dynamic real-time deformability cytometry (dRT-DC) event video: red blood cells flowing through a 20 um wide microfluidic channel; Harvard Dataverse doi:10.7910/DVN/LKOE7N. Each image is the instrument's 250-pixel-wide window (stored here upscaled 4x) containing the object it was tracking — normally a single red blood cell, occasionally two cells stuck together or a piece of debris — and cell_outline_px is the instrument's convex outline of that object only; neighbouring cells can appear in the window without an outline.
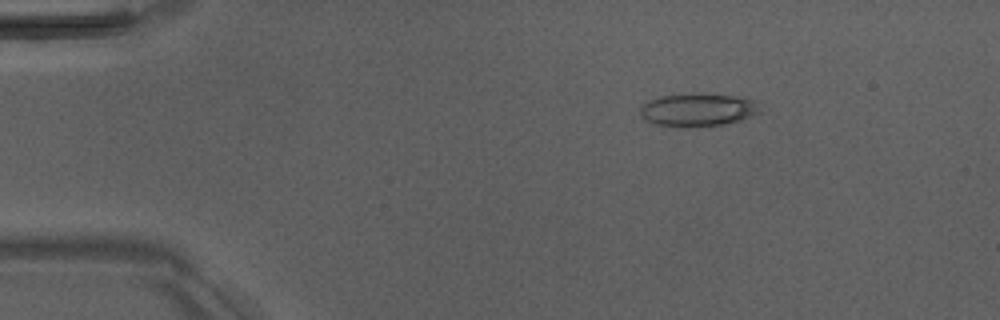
{"species": "Egyptian fruit bat (a non-hibernating species)", "species_latin": "Rousettus aegyptiacus", "temperature_condition": "room temperature", "stored_images_in_passage": 4, "camera_frame_rate_fps": 3000, "um_per_image_px": 0.085, "animal": {"sex": "male"}, "frame": {"image": 1, "passage_image": 3, "time_ms": 2.333, "image_size_px": [1000, 320], "cell_outline_px": [[760, 112], [740, 120], [724, 124], [684, 128], [672, 128], [656, 124], [644, 120], [640, 116], [640, 108], [648, 100], [660, 96], [700, 92], [732, 96], [752, 100]], "centroid_in_image_um": [59.21, 9.35], "position_along_channel_um": 25.8, "area_um2": 23.24}}